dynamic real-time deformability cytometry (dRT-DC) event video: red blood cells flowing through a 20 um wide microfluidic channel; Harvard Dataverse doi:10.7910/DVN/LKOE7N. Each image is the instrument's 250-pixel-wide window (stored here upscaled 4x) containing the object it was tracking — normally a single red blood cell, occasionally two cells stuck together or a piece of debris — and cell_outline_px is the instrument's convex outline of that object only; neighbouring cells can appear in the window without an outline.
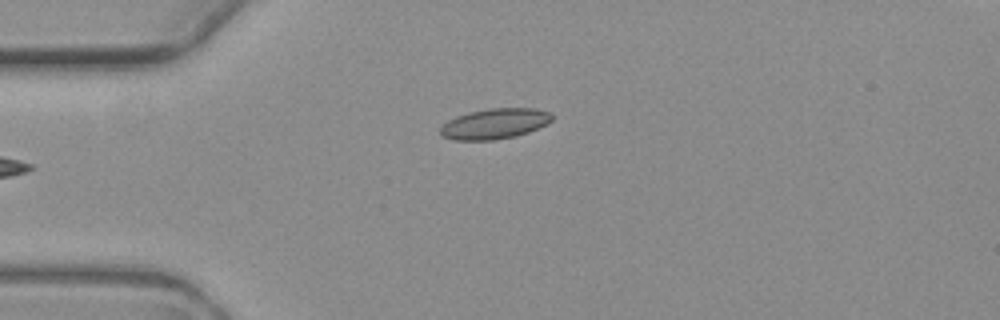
{"species": "common noctule bat (a hibernating species)", "species_latin": "Nyctalus noctula", "temperature_condition": "warm", "stored_images_in_passage": 5, "camera_frame_rate_fps": 3000, "um_per_image_px": 0.085, "animal": {"sex": "female", "body_mass_g": 19.3, "forearm_length_mm": 54.1}, "frame": {"image": 1, "passage_image": 5, "time_ms": 5.0, "image_size_px": [1000, 320], "cell_outline_px": [[552, 120], [548, 124], [528, 132], [516, 136], [492, 140], [452, 140], [440, 136], [440, 128], [448, 120], [456, 116], [468, 112], [488, 108], [536, 108], [552, 112]], "centroid_in_image_um": [42.05, 10.51], "position_along_channel_um": 42.9, "area_um2": 20.06}}